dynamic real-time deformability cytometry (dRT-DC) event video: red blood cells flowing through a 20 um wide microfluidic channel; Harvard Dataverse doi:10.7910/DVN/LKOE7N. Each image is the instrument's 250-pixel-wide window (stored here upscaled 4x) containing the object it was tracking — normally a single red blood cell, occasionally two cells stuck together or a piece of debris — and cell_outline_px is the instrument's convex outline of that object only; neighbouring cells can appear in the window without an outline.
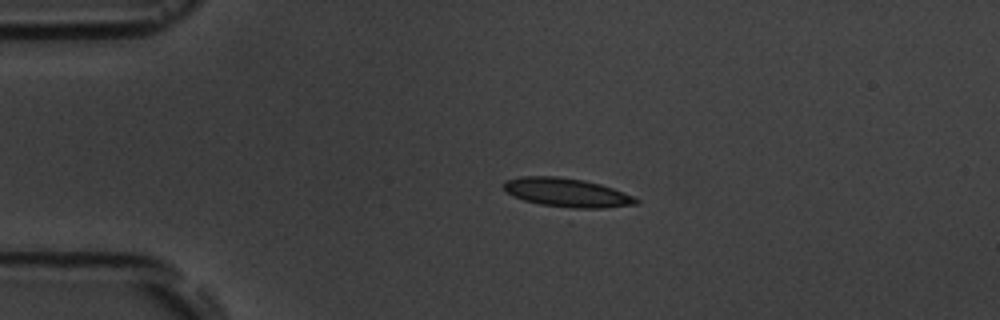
{"species": "common noctule bat (a hibernating species)", "species_latin": "Nyctalus noctula", "temperature_condition": "room temperature", "stored_images_in_passage": 3, "camera_frame_rate_fps": 3000, "um_per_image_px": 0.085, "animal": {"sex": "male", "body_mass_g": 19.5, "forearm_length_mm": 54.6}, "frame": {"image": 1, "passage_image": 2, "time_ms": 2.0, "image_size_px": [1000, 320], "cell_outline_px": [[640, 204], [604, 208], [572, 208], [540, 204], [524, 200], [512, 196], [504, 188], [504, 180], [520, 176], [556, 176], [584, 180], [600, 184], [612, 188], [632, 196], [640, 200]], "centroid_in_image_um": [48.18, 16.37], "position_along_channel_um": 36.8, "area_um2": 22.2}}